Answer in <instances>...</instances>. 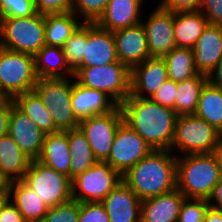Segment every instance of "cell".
I'll list each match as a JSON object with an SVG mask.
<instances>
[{"instance_id": "6da1fadb", "label": "cell", "mask_w": 222, "mask_h": 222, "mask_svg": "<svg viewBox=\"0 0 222 222\" xmlns=\"http://www.w3.org/2000/svg\"><path fill=\"white\" fill-rule=\"evenodd\" d=\"M124 122L135 130L153 150H170L177 114L150 98L128 96L120 104Z\"/></svg>"}, {"instance_id": "7a4b0ae2", "label": "cell", "mask_w": 222, "mask_h": 222, "mask_svg": "<svg viewBox=\"0 0 222 222\" xmlns=\"http://www.w3.org/2000/svg\"><path fill=\"white\" fill-rule=\"evenodd\" d=\"M170 150H152L122 175L123 182L141 199H148L175 188L176 156Z\"/></svg>"}, {"instance_id": "3957f363", "label": "cell", "mask_w": 222, "mask_h": 222, "mask_svg": "<svg viewBox=\"0 0 222 222\" xmlns=\"http://www.w3.org/2000/svg\"><path fill=\"white\" fill-rule=\"evenodd\" d=\"M222 177L214 153L177 156V189L186 198L206 199Z\"/></svg>"}, {"instance_id": "277c9868", "label": "cell", "mask_w": 222, "mask_h": 222, "mask_svg": "<svg viewBox=\"0 0 222 222\" xmlns=\"http://www.w3.org/2000/svg\"><path fill=\"white\" fill-rule=\"evenodd\" d=\"M45 45L44 14L0 19V47L35 55Z\"/></svg>"}, {"instance_id": "5b68a950", "label": "cell", "mask_w": 222, "mask_h": 222, "mask_svg": "<svg viewBox=\"0 0 222 222\" xmlns=\"http://www.w3.org/2000/svg\"><path fill=\"white\" fill-rule=\"evenodd\" d=\"M73 72L79 84L105 92L118 105L130 95L131 69L119 60L105 66L77 67Z\"/></svg>"}, {"instance_id": "8992f818", "label": "cell", "mask_w": 222, "mask_h": 222, "mask_svg": "<svg viewBox=\"0 0 222 222\" xmlns=\"http://www.w3.org/2000/svg\"><path fill=\"white\" fill-rule=\"evenodd\" d=\"M37 81L34 55L0 47V91L7 98L34 91Z\"/></svg>"}, {"instance_id": "52a82bcc", "label": "cell", "mask_w": 222, "mask_h": 222, "mask_svg": "<svg viewBox=\"0 0 222 222\" xmlns=\"http://www.w3.org/2000/svg\"><path fill=\"white\" fill-rule=\"evenodd\" d=\"M221 138L222 133L206 120L194 114L180 115L176 119L170 151L178 148L184 155L213 153Z\"/></svg>"}, {"instance_id": "ba28073f", "label": "cell", "mask_w": 222, "mask_h": 222, "mask_svg": "<svg viewBox=\"0 0 222 222\" xmlns=\"http://www.w3.org/2000/svg\"><path fill=\"white\" fill-rule=\"evenodd\" d=\"M69 78H42L36 82L34 91L42 99L46 109L52 116L58 131L78 128L71 103L73 82Z\"/></svg>"}, {"instance_id": "9c48e42d", "label": "cell", "mask_w": 222, "mask_h": 222, "mask_svg": "<svg viewBox=\"0 0 222 222\" xmlns=\"http://www.w3.org/2000/svg\"><path fill=\"white\" fill-rule=\"evenodd\" d=\"M22 181L36 191L49 208L72 199L71 179L38 160H31Z\"/></svg>"}, {"instance_id": "30bf717a", "label": "cell", "mask_w": 222, "mask_h": 222, "mask_svg": "<svg viewBox=\"0 0 222 222\" xmlns=\"http://www.w3.org/2000/svg\"><path fill=\"white\" fill-rule=\"evenodd\" d=\"M122 181V175L108 163L98 161L85 172L71 179L72 199L101 202Z\"/></svg>"}, {"instance_id": "8fae6325", "label": "cell", "mask_w": 222, "mask_h": 222, "mask_svg": "<svg viewBox=\"0 0 222 222\" xmlns=\"http://www.w3.org/2000/svg\"><path fill=\"white\" fill-rule=\"evenodd\" d=\"M124 121L120 105L113 111L92 116L79 122V128L86 136L97 161L104 162L114 142L116 131Z\"/></svg>"}, {"instance_id": "7c38bea8", "label": "cell", "mask_w": 222, "mask_h": 222, "mask_svg": "<svg viewBox=\"0 0 222 222\" xmlns=\"http://www.w3.org/2000/svg\"><path fill=\"white\" fill-rule=\"evenodd\" d=\"M152 150L147 142L123 121L116 131L110 154L104 162L123 175Z\"/></svg>"}, {"instance_id": "4fadbf2b", "label": "cell", "mask_w": 222, "mask_h": 222, "mask_svg": "<svg viewBox=\"0 0 222 222\" xmlns=\"http://www.w3.org/2000/svg\"><path fill=\"white\" fill-rule=\"evenodd\" d=\"M142 22L146 31L150 57H164L177 47L174 38V12L164 9L160 4Z\"/></svg>"}, {"instance_id": "5bb4252c", "label": "cell", "mask_w": 222, "mask_h": 222, "mask_svg": "<svg viewBox=\"0 0 222 222\" xmlns=\"http://www.w3.org/2000/svg\"><path fill=\"white\" fill-rule=\"evenodd\" d=\"M168 79L165 59L149 57L131 68L130 96L151 98Z\"/></svg>"}, {"instance_id": "9a60e30c", "label": "cell", "mask_w": 222, "mask_h": 222, "mask_svg": "<svg viewBox=\"0 0 222 222\" xmlns=\"http://www.w3.org/2000/svg\"><path fill=\"white\" fill-rule=\"evenodd\" d=\"M8 134L14 139L24 154H26L31 160H37L40 157L45 134L15 104L13 99L9 118Z\"/></svg>"}, {"instance_id": "2e32d148", "label": "cell", "mask_w": 222, "mask_h": 222, "mask_svg": "<svg viewBox=\"0 0 222 222\" xmlns=\"http://www.w3.org/2000/svg\"><path fill=\"white\" fill-rule=\"evenodd\" d=\"M118 61L113 32L87 23V44L84 58L78 67L105 66Z\"/></svg>"}, {"instance_id": "e0dca14e", "label": "cell", "mask_w": 222, "mask_h": 222, "mask_svg": "<svg viewBox=\"0 0 222 222\" xmlns=\"http://www.w3.org/2000/svg\"><path fill=\"white\" fill-rule=\"evenodd\" d=\"M118 60L130 69L150 57L142 22L113 32Z\"/></svg>"}, {"instance_id": "ac0fdd59", "label": "cell", "mask_w": 222, "mask_h": 222, "mask_svg": "<svg viewBox=\"0 0 222 222\" xmlns=\"http://www.w3.org/2000/svg\"><path fill=\"white\" fill-rule=\"evenodd\" d=\"M141 199L123 180L101 201L110 222H140Z\"/></svg>"}, {"instance_id": "d6986e66", "label": "cell", "mask_w": 222, "mask_h": 222, "mask_svg": "<svg viewBox=\"0 0 222 222\" xmlns=\"http://www.w3.org/2000/svg\"><path fill=\"white\" fill-rule=\"evenodd\" d=\"M71 103L73 112L79 121L109 113L118 106L105 92L84 87L76 80L73 81Z\"/></svg>"}, {"instance_id": "ffe728a7", "label": "cell", "mask_w": 222, "mask_h": 222, "mask_svg": "<svg viewBox=\"0 0 222 222\" xmlns=\"http://www.w3.org/2000/svg\"><path fill=\"white\" fill-rule=\"evenodd\" d=\"M192 51L197 71L208 76L222 60V25L208 24Z\"/></svg>"}, {"instance_id": "44dd1931", "label": "cell", "mask_w": 222, "mask_h": 222, "mask_svg": "<svg viewBox=\"0 0 222 222\" xmlns=\"http://www.w3.org/2000/svg\"><path fill=\"white\" fill-rule=\"evenodd\" d=\"M177 189L141 201L140 222H178L183 200Z\"/></svg>"}, {"instance_id": "7402d4cb", "label": "cell", "mask_w": 222, "mask_h": 222, "mask_svg": "<svg viewBox=\"0 0 222 222\" xmlns=\"http://www.w3.org/2000/svg\"><path fill=\"white\" fill-rule=\"evenodd\" d=\"M143 2L144 0H110L95 23L111 32L139 24L142 22L139 16Z\"/></svg>"}, {"instance_id": "603a6c76", "label": "cell", "mask_w": 222, "mask_h": 222, "mask_svg": "<svg viewBox=\"0 0 222 222\" xmlns=\"http://www.w3.org/2000/svg\"><path fill=\"white\" fill-rule=\"evenodd\" d=\"M70 157L68 130L45 134L38 161L70 178Z\"/></svg>"}, {"instance_id": "cb8c5ba5", "label": "cell", "mask_w": 222, "mask_h": 222, "mask_svg": "<svg viewBox=\"0 0 222 222\" xmlns=\"http://www.w3.org/2000/svg\"><path fill=\"white\" fill-rule=\"evenodd\" d=\"M9 199L17 207L26 222H41L49 207L22 180L11 181Z\"/></svg>"}, {"instance_id": "d4e9b609", "label": "cell", "mask_w": 222, "mask_h": 222, "mask_svg": "<svg viewBox=\"0 0 222 222\" xmlns=\"http://www.w3.org/2000/svg\"><path fill=\"white\" fill-rule=\"evenodd\" d=\"M31 159L9 135L0 138V171L10 180H22Z\"/></svg>"}, {"instance_id": "484cf974", "label": "cell", "mask_w": 222, "mask_h": 222, "mask_svg": "<svg viewBox=\"0 0 222 222\" xmlns=\"http://www.w3.org/2000/svg\"><path fill=\"white\" fill-rule=\"evenodd\" d=\"M208 24L199 10L174 13V38L177 47L192 49Z\"/></svg>"}, {"instance_id": "4316f807", "label": "cell", "mask_w": 222, "mask_h": 222, "mask_svg": "<svg viewBox=\"0 0 222 222\" xmlns=\"http://www.w3.org/2000/svg\"><path fill=\"white\" fill-rule=\"evenodd\" d=\"M35 71L38 79L74 78V72L67 65L61 47L45 45L35 55Z\"/></svg>"}, {"instance_id": "83f0119b", "label": "cell", "mask_w": 222, "mask_h": 222, "mask_svg": "<svg viewBox=\"0 0 222 222\" xmlns=\"http://www.w3.org/2000/svg\"><path fill=\"white\" fill-rule=\"evenodd\" d=\"M72 12L44 14L45 43L48 46L61 47L83 23Z\"/></svg>"}, {"instance_id": "f1b7e54d", "label": "cell", "mask_w": 222, "mask_h": 222, "mask_svg": "<svg viewBox=\"0 0 222 222\" xmlns=\"http://www.w3.org/2000/svg\"><path fill=\"white\" fill-rule=\"evenodd\" d=\"M68 143L71 155L70 179H73L78 174L85 172L98 161L94 157L86 136L79 127L68 130Z\"/></svg>"}, {"instance_id": "f546056e", "label": "cell", "mask_w": 222, "mask_h": 222, "mask_svg": "<svg viewBox=\"0 0 222 222\" xmlns=\"http://www.w3.org/2000/svg\"><path fill=\"white\" fill-rule=\"evenodd\" d=\"M13 100L44 134L58 132L52 116L35 91L19 94Z\"/></svg>"}, {"instance_id": "4dcf8cb0", "label": "cell", "mask_w": 222, "mask_h": 222, "mask_svg": "<svg viewBox=\"0 0 222 222\" xmlns=\"http://www.w3.org/2000/svg\"><path fill=\"white\" fill-rule=\"evenodd\" d=\"M194 115L222 133V89L208 81L201 91Z\"/></svg>"}, {"instance_id": "1f68e13d", "label": "cell", "mask_w": 222, "mask_h": 222, "mask_svg": "<svg viewBox=\"0 0 222 222\" xmlns=\"http://www.w3.org/2000/svg\"><path fill=\"white\" fill-rule=\"evenodd\" d=\"M208 82V76L198 73L194 77L178 83L175 99V112L180 115L194 114L201 91Z\"/></svg>"}, {"instance_id": "d6a6232c", "label": "cell", "mask_w": 222, "mask_h": 222, "mask_svg": "<svg viewBox=\"0 0 222 222\" xmlns=\"http://www.w3.org/2000/svg\"><path fill=\"white\" fill-rule=\"evenodd\" d=\"M167 64L168 78L176 83L197 75L192 49L175 47L163 57Z\"/></svg>"}, {"instance_id": "836d02e7", "label": "cell", "mask_w": 222, "mask_h": 222, "mask_svg": "<svg viewBox=\"0 0 222 222\" xmlns=\"http://www.w3.org/2000/svg\"><path fill=\"white\" fill-rule=\"evenodd\" d=\"M86 44L87 23L83 22L62 46L67 65L72 71L82 63Z\"/></svg>"}, {"instance_id": "e575fe53", "label": "cell", "mask_w": 222, "mask_h": 222, "mask_svg": "<svg viewBox=\"0 0 222 222\" xmlns=\"http://www.w3.org/2000/svg\"><path fill=\"white\" fill-rule=\"evenodd\" d=\"M110 0H73L72 12L82 16V22L95 23L104 13Z\"/></svg>"}, {"instance_id": "d590c367", "label": "cell", "mask_w": 222, "mask_h": 222, "mask_svg": "<svg viewBox=\"0 0 222 222\" xmlns=\"http://www.w3.org/2000/svg\"><path fill=\"white\" fill-rule=\"evenodd\" d=\"M80 202L71 199L69 202L48 209L41 222H78Z\"/></svg>"}, {"instance_id": "8d00e7d4", "label": "cell", "mask_w": 222, "mask_h": 222, "mask_svg": "<svg viewBox=\"0 0 222 222\" xmlns=\"http://www.w3.org/2000/svg\"><path fill=\"white\" fill-rule=\"evenodd\" d=\"M209 207L206 199L185 198L180 209L178 222H203Z\"/></svg>"}, {"instance_id": "74e56055", "label": "cell", "mask_w": 222, "mask_h": 222, "mask_svg": "<svg viewBox=\"0 0 222 222\" xmlns=\"http://www.w3.org/2000/svg\"><path fill=\"white\" fill-rule=\"evenodd\" d=\"M36 13L33 0H0V19L29 17Z\"/></svg>"}, {"instance_id": "f35d334b", "label": "cell", "mask_w": 222, "mask_h": 222, "mask_svg": "<svg viewBox=\"0 0 222 222\" xmlns=\"http://www.w3.org/2000/svg\"><path fill=\"white\" fill-rule=\"evenodd\" d=\"M78 222H110L106 209L101 202L80 203Z\"/></svg>"}, {"instance_id": "ab89813d", "label": "cell", "mask_w": 222, "mask_h": 222, "mask_svg": "<svg viewBox=\"0 0 222 222\" xmlns=\"http://www.w3.org/2000/svg\"><path fill=\"white\" fill-rule=\"evenodd\" d=\"M178 89V83L168 79L150 98L153 102L175 111V99Z\"/></svg>"}, {"instance_id": "60d3db41", "label": "cell", "mask_w": 222, "mask_h": 222, "mask_svg": "<svg viewBox=\"0 0 222 222\" xmlns=\"http://www.w3.org/2000/svg\"><path fill=\"white\" fill-rule=\"evenodd\" d=\"M36 11L41 14L72 11L73 0H33Z\"/></svg>"}, {"instance_id": "b9f144b4", "label": "cell", "mask_w": 222, "mask_h": 222, "mask_svg": "<svg viewBox=\"0 0 222 222\" xmlns=\"http://www.w3.org/2000/svg\"><path fill=\"white\" fill-rule=\"evenodd\" d=\"M199 11L209 24L222 25V0H202Z\"/></svg>"}, {"instance_id": "7bdbcfd3", "label": "cell", "mask_w": 222, "mask_h": 222, "mask_svg": "<svg viewBox=\"0 0 222 222\" xmlns=\"http://www.w3.org/2000/svg\"><path fill=\"white\" fill-rule=\"evenodd\" d=\"M202 0H162L160 5L174 13L200 10Z\"/></svg>"}, {"instance_id": "ee69618b", "label": "cell", "mask_w": 222, "mask_h": 222, "mask_svg": "<svg viewBox=\"0 0 222 222\" xmlns=\"http://www.w3.org/2000/svg\"><path fill=\"white\" fill-rule=\"evenodd\" d=\"M0 222H26L17 207L9 199L0 210Z\"/></svg>"}, {"instance_id": "f6af8a7d", "label": "cell", "mask_w": 222, "mask_h": 222, "mask_svg": "<svg viewBox=\"0 0 222 222\" xmlns=\"http://www.w3.org/2000/svg\"><path fill=\"white\" fill-rule=\"evenodd\" d=\"M11 109L12 98H7L0 104V138L8 134Z\"/></svg>"}, {"instance_id": "bcb514c9", "label": "cell", "mask_w": 222, "mask_h": 222, "mask_svg": "<svg viewBox=\"0 0 222 222\" xmlns=\"http://www.w3.org/2000/svg\"><path fill=\"white\" fill-rule=\"evenodd\" d=\"M208 203L211 208L222 210V177L220 181L214 186L213 191L208 198Z\"/></svg>"}, {"instance_id": "7dc6e473", "label": "cell", "mask_w": 222, "mask_h": 222, "mask_svg": "<svg viewBox=\"0 0 222 222\" xmlns=\"http://www.w3.org/2000/svg\"><path fill=\"white\" fill-rule=\"evenodd\" d=\"M214 72V73H213ZM216 72V73H215ZM208 81L222 89V60L219 62V64L213 69V71L208 75Z\"/></svg>"}, {"instance_id": "c3c4849f", "label": "cell", "mask_w": 222, "mask_h": 222, "mask_svg": "<svg viewBox=\"0 0 222 222\" xmlns=\"http://www.w3.org/2000/svg\"><path fill=\"white\" fill-rule=\"evenodd\" d=\"M203 222H222V210L209 207Z\"/></svg>"}, {"instance_id": "681fc988", "label": "cell", "mask_w": 222, "mask_h": 222, "mask_svg": "<svg viewBox=\"0 0 222 222\" xmlns=\"http://www.w3.org/2000/svg\"><path fill=\"white\" fill-rule=\"evenodd\" d=\"M11 181L0 171V194H9Z\"/></svg>"}, {"instance_id": "f907efd6", "label": "cell", "mask_w": 222, "mask_h": 222, "mask_svg": "<svg viewBox=\"0 0 222 222\" xmlns=\"http://www.w3.org/2000/svg\"><path fill=\"white\" fill-rule=\"evenodd\" d=\"M218 160V164L220 165V170H221V174H222V138L219 141V144L217 145V147L214 149L213 152Z\"/></svg>"}, {"instance_id": "816d5d0a", "label": "cell", "mask_w": 222, "mask_h": 222, "mask_svg": "<svg viewBox=\"0 0 222 222\" xmlns=\"http://www.w3.org/2000/svg\"><path fill=\"white\" fill-rule=\"evenodd\" d=\"M8 200H9V194H0V210Z\"/></svg>"}, {"instance_id": "f5cc1de1", "label": "cell", "mask_w": 222, "mask_h": 222, "mask_svg": "<svg viewBox=\"0 0 222 222\" xmlns=\"http://www.w3.org/2000/svg\"><path fill=\"white\" fill-rule=\"evenodd\" d=\"M7 97L0 91V104L3 103Z\"/></svg>"}]
</instances>
